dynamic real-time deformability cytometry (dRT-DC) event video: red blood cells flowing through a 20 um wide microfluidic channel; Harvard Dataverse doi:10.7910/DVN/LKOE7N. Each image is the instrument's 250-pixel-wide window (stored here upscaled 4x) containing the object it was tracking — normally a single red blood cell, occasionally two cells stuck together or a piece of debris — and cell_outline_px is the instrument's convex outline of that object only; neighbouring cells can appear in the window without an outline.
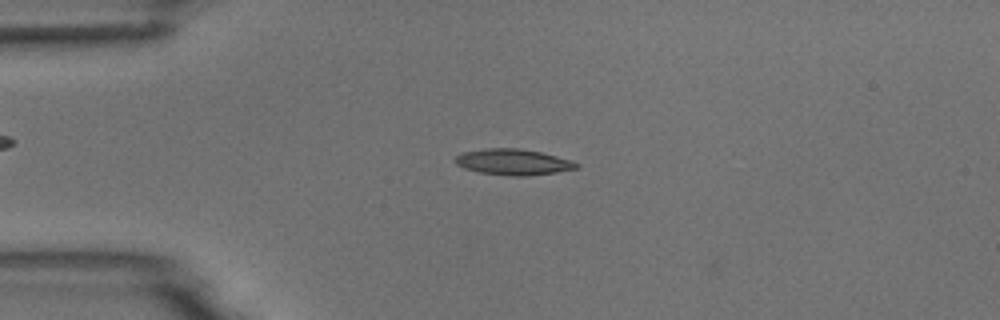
{"species": "common noctule bat (a hibernating species)", "species_latin": "Nyctalus noctula", "temperature_condition": "room temperature", "stored_images_in_passage": 8, "camera_frame_rate_fps": 3000, "um_per_image_px": 0.085, "animal": {"sex": "male", "body_mass_g": 18.8}, "frame": {"image": 1, "passage_image": 2, "time_ms": 1.0, "image_size_px": [1000, 320], "cell_outline_px": [[580, 168], [556, 172], [528, 176], [516, 176], [480, 172], [464, 168], [456, 164], [456, 156], [464, 152], [488, 148], [520, 148], [540, 152], [556, 156], [580, 164]], "centroid_in_image_um": [43.65, 13.77], "position_along_channel_um": 41.4, "area_um2": 18.09}}
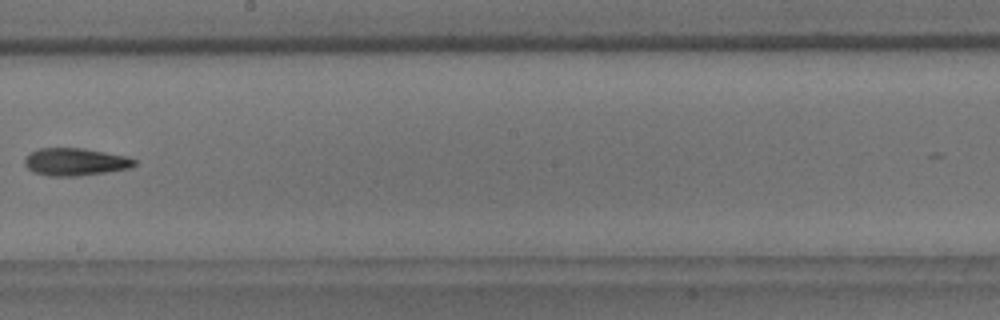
{"frame": {"image": 2, "passage_image": 7, "time_ms": 7.0, "image_size_px": [1000, 320], "cell_outline_px": [[136, 164], [132, 168], [76, 176], [48, 176], [36, 172], [28, 168], [24, 164], [24, 160], [28, 152], [40, 148], [84, 148], [128, 156], [136, 160]], "centroid_in_image_um": [6.41, 13.74], "position_along_channel_um": 241.8, "area_um2": 17.69}}